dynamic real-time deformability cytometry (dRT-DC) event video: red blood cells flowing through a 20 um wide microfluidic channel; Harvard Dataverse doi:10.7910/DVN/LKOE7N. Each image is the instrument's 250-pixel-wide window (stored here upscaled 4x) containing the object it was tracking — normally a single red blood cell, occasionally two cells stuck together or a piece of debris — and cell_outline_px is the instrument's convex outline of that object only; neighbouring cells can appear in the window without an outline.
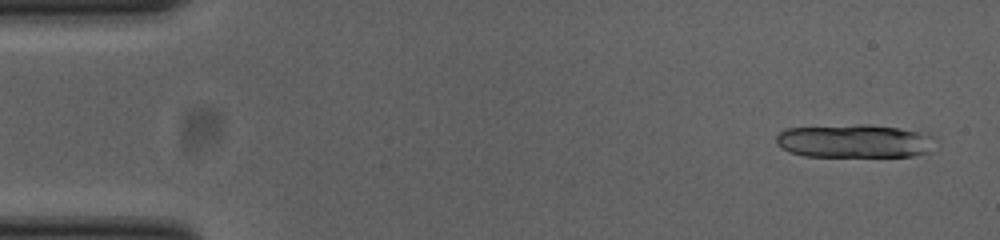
{"species": "common noctule bat (a hibernating species)", "species_latin": "Nyctalus noctula", "temperature_condition": "cold", "stored_images_in_passage": 20, "camera_frame_rate_fps": 3000, "um_per_image_px": 0.085, "animal": {"sex": "female", "body_mass_g": 23.0, "forearm_length_mm": 53.4}, "frame": {"image": 1, "passage_image": 2, "time_ms": 0.333, "image_size_px": [1000, 240], "cell_outline_px": [[932, 152], [912, 156], [804, 156], [788, 152], [780, 148], [776, 144], [776, 136], [784, 128], [860, 124], [868, 124], [900, 128], [928, 132], [932, 136]], "centroid_in_image_um": [72.62, 11.99], "position_along_channel_um": 12.4, "area_um2": 31.39}}
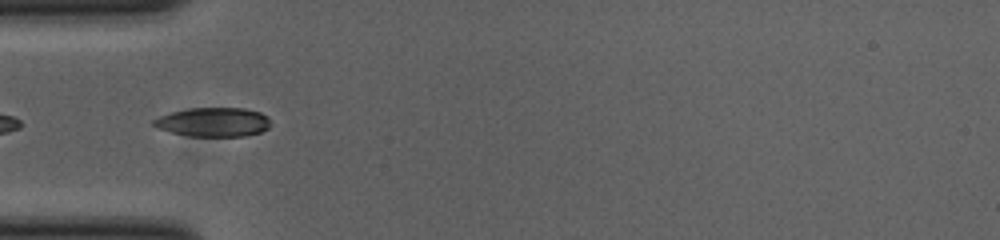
{"frame": {"image": 2, "passage_image": 16, "time_ms": 5.0, "image_size_px": [1000, 240], "cell_outline_px": [[272, 124], [268, 128], [260, 132], [244, 136], [188, 136], [156, 128], [152, 124], [152, 120], [168, 112], [188, 108], [244, 108], [260, 112], [268, 116]], "centroid_in_image_um": [18.13, 10.37], "position_along_channel_um": 66.9, "area_um2": 20.06}}